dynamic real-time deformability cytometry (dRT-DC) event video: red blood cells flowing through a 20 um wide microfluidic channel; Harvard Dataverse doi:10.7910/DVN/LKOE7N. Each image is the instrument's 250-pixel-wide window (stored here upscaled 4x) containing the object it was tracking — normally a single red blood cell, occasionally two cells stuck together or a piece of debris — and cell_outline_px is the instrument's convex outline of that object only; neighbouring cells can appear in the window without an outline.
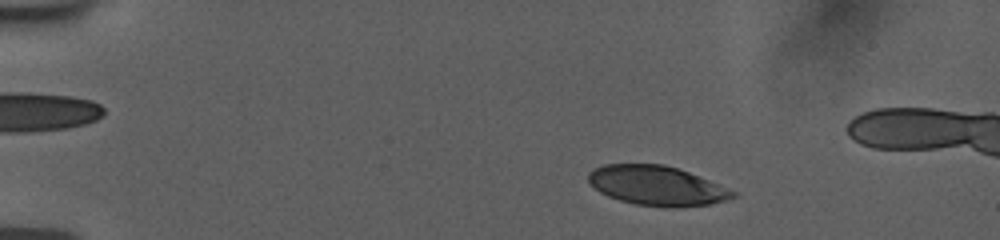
{"species": "human", "species_latin": "Homo sapiens", "temperature_condition": "room temperature", "stored_images_in_passage": 51, "camera_frame_rate_fps": 3000, "um_per_image_px": 0.085, "donor": {"sex": "female"}, "frame": {"image": 1, "passage_image": 7, "time_ms": 2.0, "image_size_px": [1000, 240], "cell_outline_px": [[736, 196], [728, 200], [708, 204], [672, 208], [664, 208], [636, 204], [620, 200], [608, 196], [600, 192], [588, 180], [588, 172], [592, 168], [604, 164], [664, 164], [688, 172], [708, 180], [736, 192]], "centroid_in_image_um": [55.8, 15.78], "position_along_channel_um": 29.2, "area_um2": 33.18}}
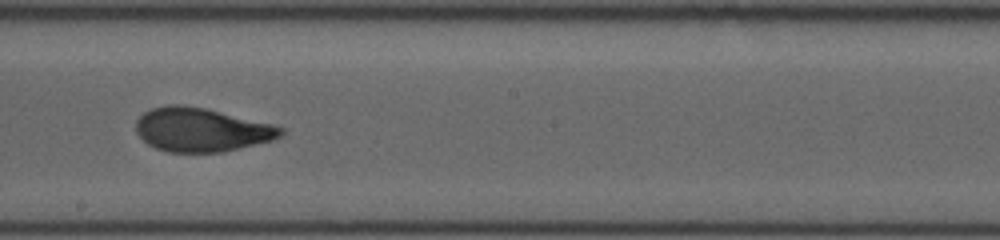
{"frame": {"image": 2, "passage_image": 30, "time_ms": 9.667, "image_size_px": [1000, 240], "cell_outline_px": [[284, 132], [280, 136], [272, 140], [224, 152], [168, 152], [156, 148], [148, 144], [136, 132], [136, 120], [144, 112], [152, 108], [168, 104], [180, 104], [204, 108], [272, 124], [284, 128]], "centroid_in_image_um": [17.1, 11.03], "position_along_channel_um": 231.1, "area_um2": 36.76}}
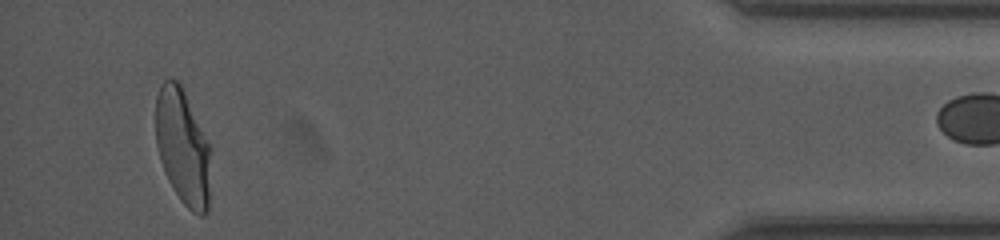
{"frame": {"image": 3, "passage_image": 50, "time_ms": 16.333, "image_size_px": [1000, 240], "cell_outline_px": [[212, 148], [208, 212], [204, 216], [200, 216], [192, 212], [184, 204], [168, 180], [160, 160], [156, 144], [156, 96], [160, 84], [164, 80], [176, 80], [180, 84]], "centroid_in_image_um": [15.56, 12.53], "position_along_channel_um": 419.6, "area_um2": 37.34}}